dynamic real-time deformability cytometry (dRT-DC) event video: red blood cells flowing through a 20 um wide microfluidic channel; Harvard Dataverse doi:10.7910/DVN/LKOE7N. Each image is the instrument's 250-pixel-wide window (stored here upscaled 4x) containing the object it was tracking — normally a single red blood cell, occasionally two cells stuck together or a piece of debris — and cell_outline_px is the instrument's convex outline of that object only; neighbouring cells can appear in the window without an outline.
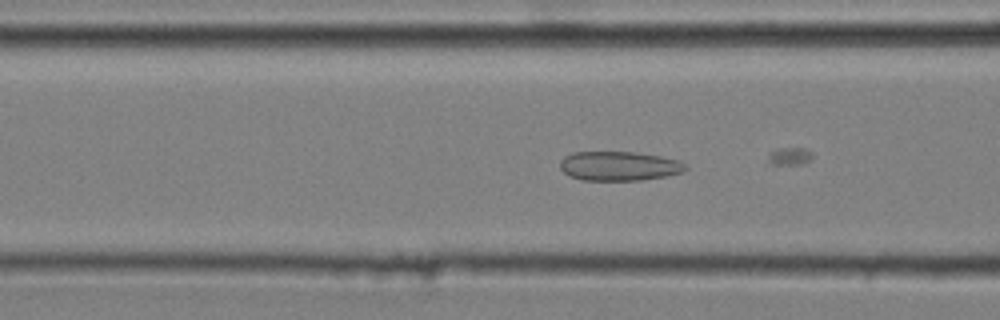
{"species": "common noctule bat (a hibernating species)", "species_latin": "Nyctalus noctula", "temperature_condition": "cold", "stored_images_in_passage": 24, "camera_frame_rate_fps": 3000, "um_per_image_px": 0.085, "animal": {"sex": "male", "body_mass_g": 20.4}, "frame": {"image": 1, "passage_image": 21, "time_ms": 6.667, "image_size_px": [1000, 320], "cell_outline_px": [[688, 168], [680, 172], [664, 176], [640, 180], [580, 180], [564, 172], [560, 168], [560, 160], [564, 156], [572, 152], [632, 152], [660, 156], [680, 160], [688, 164]], "centroid_in_image_um": [52.62, 14.1], "position_along_channel_um": 114.0, "area_um2": 21.39}}